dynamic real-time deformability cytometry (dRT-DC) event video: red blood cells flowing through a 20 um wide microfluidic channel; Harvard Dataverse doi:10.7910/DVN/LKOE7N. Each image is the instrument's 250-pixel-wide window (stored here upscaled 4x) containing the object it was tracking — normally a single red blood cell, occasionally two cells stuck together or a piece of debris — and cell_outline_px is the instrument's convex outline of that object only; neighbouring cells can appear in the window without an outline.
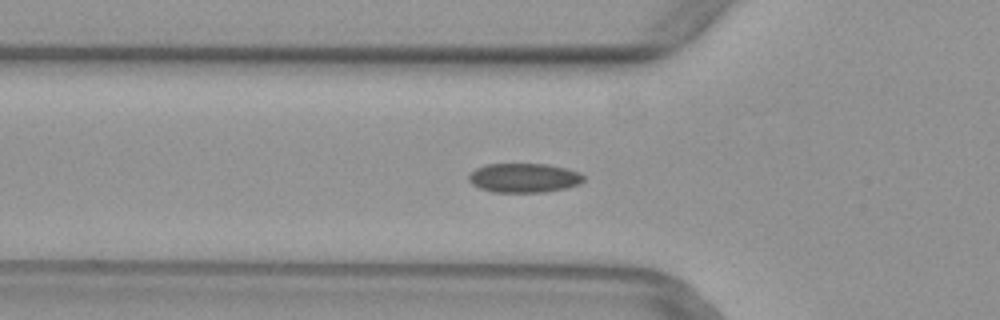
{"species": "common noctule bat (a hibernating species)", "species_latin": "Nyctalus noctula", "temperature_condition": "warm", "stored_images_in_passage": 49, "camera_frame_rate_fps": 3000, "um_per_image_px": 0.085, "animal": {"sex": "female", "body_mass_g": 29.2, "forearm_length_mm": 56.3}, "frame": {"image": 1, "passage_image": 16, "time_ms": 5.0, "image_size_px": [1000, 320], "cell_outline_px": [[584, 180], [580, 184], [568, 188], [544, 192], [492, 192], [480, 188], [472, 184], [468, 180], [468, 176], [476, 168], [488, 164], [548, 164], [568, 168], [580, 172], [584, 176]], "centroid_in_image_um": [44.58, 15.12], "position_along_channel_um": 81.2, "area_um2": 19.77}}
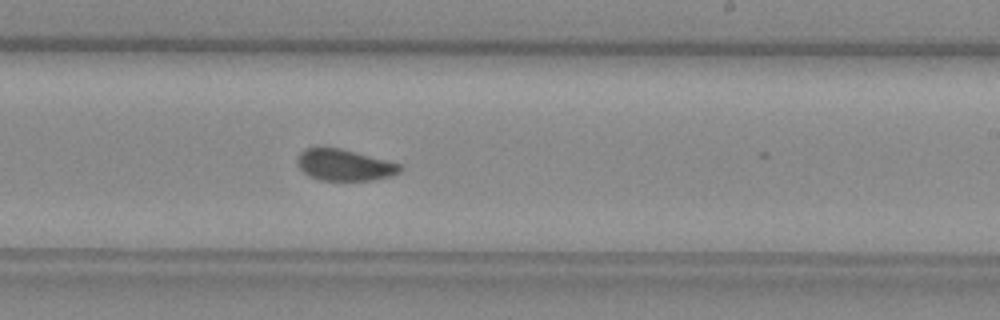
{"frame": {"image": 2, "passage_image": 29, "time_ms": 9.333, "image_size_px": [1000, 320], "cell_outline_px": [[404, 168], [400, 172], [388, 176], [372, 180], [320, 180], [308, 176], [296, 164], [296, 160], [300, 152], [308, 148], [340, 148], [404, 164]], "centroid_in_image_um": [29.3, 14.03], "position_along_channel_um": 259.7, "area_um2": 18.84}}
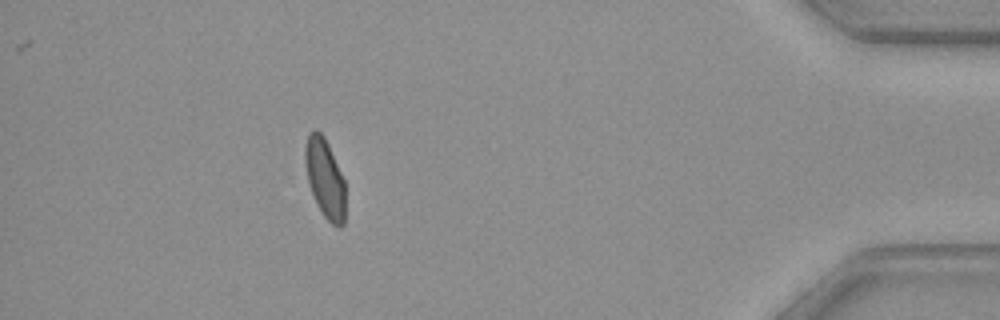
{"frame": {"image": 3, "passage_image": 44, "time_ms": 14.333, "image_size_px": [1000, 320], "cell_outline_px": [[344, 224], [340, 228], [336, 228], [324, 216], [316, 204], [308, 180], [304, 164], [304, 148], [308, 136], [316, 128], [324, 136], [328, 144], [344, 180]], "centroid_in_image_um": [27.61, 15.17], "position_along_channel_um": 407.6, "area_um2": 18.44}}